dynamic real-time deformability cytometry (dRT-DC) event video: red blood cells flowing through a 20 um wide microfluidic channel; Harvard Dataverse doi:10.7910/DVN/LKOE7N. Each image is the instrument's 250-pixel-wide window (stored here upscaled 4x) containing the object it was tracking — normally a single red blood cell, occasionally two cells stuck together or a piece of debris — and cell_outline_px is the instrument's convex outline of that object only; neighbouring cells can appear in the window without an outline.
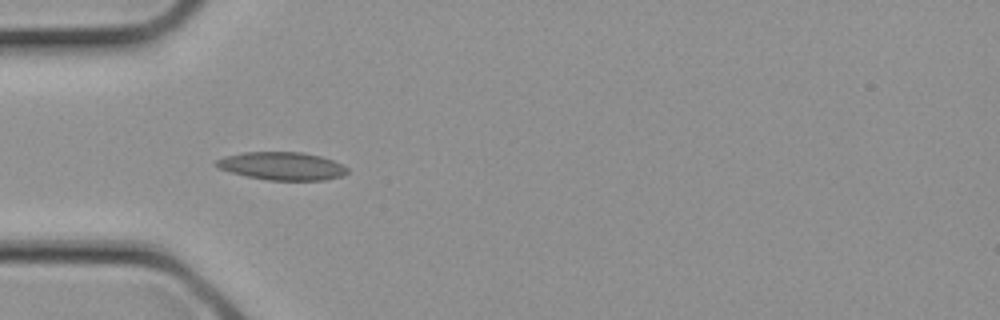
{"species": "common noctule bat (a hibernating species)", "species_latin": "Nyctalus noctula", "temperature_condition": "cold", "stored_images_in_passage": 13, "camera_frame_rate_fps": 3000, "um_per_image_px": 0.085, "animal": {"sex": "female", "body_mass_g": 21.9}, "frame": {"image": 1, "passage_image": 8, "time_ms": 2.333, "image_size_px": [1000, 320], "cell_outline_px": [[348, 172], [340, 176], [324, 180], [268, 180], [248, 176], [232, 172], [220, 168], [212, 164], [216, 160], [224, 156], [244, 152], [300, 152], [320, 156], [332, 160], [348, 168]], "centroid_in_image_um": [23.94, 14.11], "position_along_channel_um": 61.1, "area_um2": 21.15}}
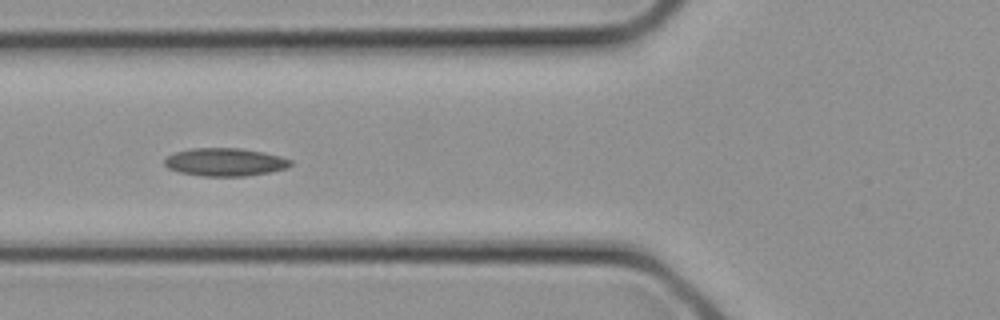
{"frame": {"image": 2, "passage_image": 10, "time_ms": 3.0, "image_size_px": [1000, 320], "cell_outline_px": [[292, 164], [288, 168], [268, 172], [244, 176], [200, 176], [180, 172], [168, 168], [164, 164], [164, 160], [168, 156], [176, 152], [192, 148], [240, 148], [264, 152], [280, 156], [292, 160]], "centroid_in_image_um": [19.14, 13.77], "position_along_channel_um": 106.7, "area_um2": 20.52}}
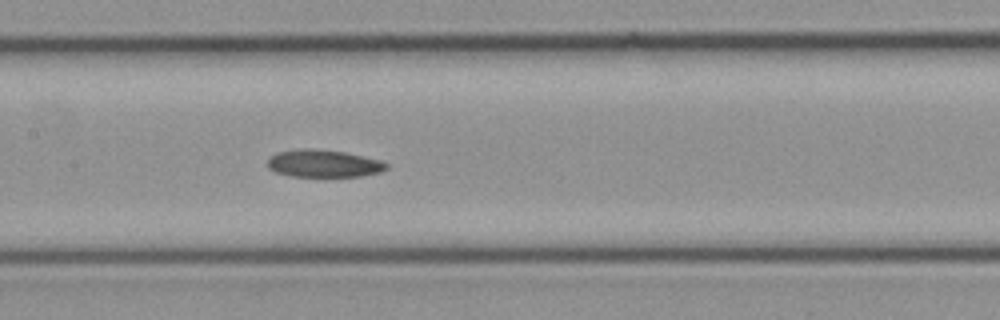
{"frame": {"image": 3, "passage_image": 13, "time_ms": 4.0, "image_size_px": [1000, 320], "cell_outline_px": [[388, 168], [380, 172], [360, 176], [292, 176], [276, 172], [268, 168], [268, 156], [276, 152], [300, 148], [312, 148], [344, 152], [384, 160], [388, 164]], "centroid_in_image_um": [27.51, 13.88], "position_along_channel_um": 179.9, "area_um2": 19.19}}